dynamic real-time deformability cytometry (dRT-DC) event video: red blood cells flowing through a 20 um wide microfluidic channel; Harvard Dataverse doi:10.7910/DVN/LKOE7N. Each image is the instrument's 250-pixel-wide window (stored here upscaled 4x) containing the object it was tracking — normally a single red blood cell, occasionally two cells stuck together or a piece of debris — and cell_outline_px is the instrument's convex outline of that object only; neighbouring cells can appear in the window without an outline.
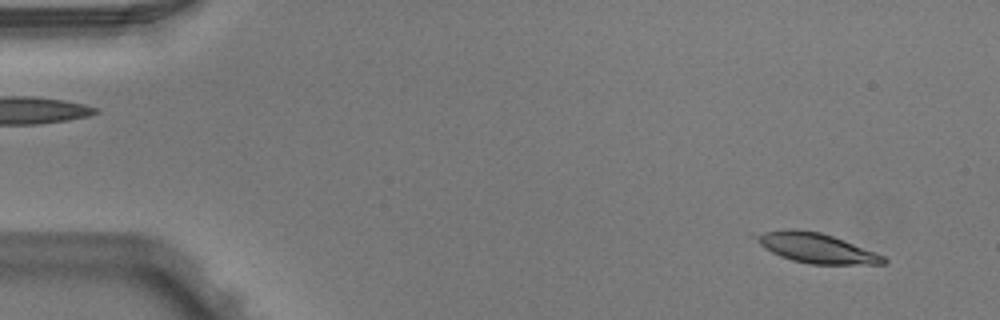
{"species": "Egyptian fruit bat (a non-hibernating species)", "species_latin": "Rousettus aegyptiacus", "temperature_condition": "warm", "stored_images_in_passage": 2, "camera_frame_rate_fps": 3000, "um_per_image_px": 0.085, "animal": {"sex": "male"}, "frame": {"image": 1, "passage_image": 2, "time_ms": 0.333, "image_size_px": [1000, 320], "cell_outline_px": [[888, 264], [808, 264], [792, 260], [780, 256], [764, 248], [748, 236], [764, 232], [792, 228], [796, 228], [820, 232], [844, 240], [876, 252], [884, 256], [888, 260]], "centroid_in_image_um": [69.35, 21.07], "position_along_channel_um": 15.6, "area_um2": 22.37}}